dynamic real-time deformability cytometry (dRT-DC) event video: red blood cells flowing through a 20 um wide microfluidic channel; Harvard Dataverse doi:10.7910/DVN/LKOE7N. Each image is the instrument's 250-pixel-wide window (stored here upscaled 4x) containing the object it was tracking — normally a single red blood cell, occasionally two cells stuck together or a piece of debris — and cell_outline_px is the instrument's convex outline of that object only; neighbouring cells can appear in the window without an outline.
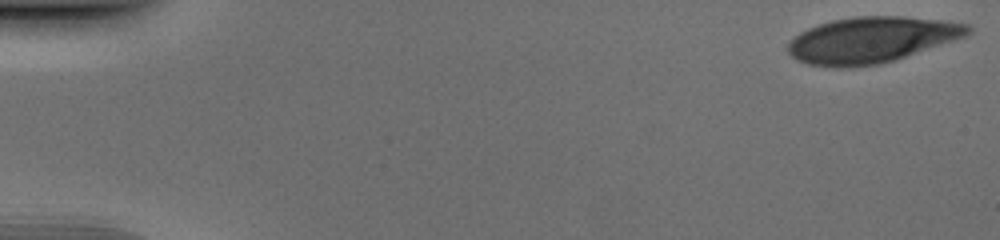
{"species": "human", "species_latin": "Homo sapiens", "temperature_condition": "cold", "stored_images_in_passage": 50, "camera_frame_rate_fps": 3000, "um_per_image_px": 0.085, "donor": {"sex": "male"}, "frame": {"image": 1, "passage_image": 1, "time_ms": 0.0, "image_size_px": [1000, 240], "cell_outline_px": [[972, 32], [968, 36], [896, 60], [880, 64], [852, 68], [836, 68], [808, 64], [796, 60], [788, 52], [788, 44], [800, 32], [808, 28], [832, 20], [856, 16], [900, 16], [940, 20], [968, 24], [972, 28]], "centroid_in_image_um": [74.1, 3.4], "position_along_channel_um": 10.9, "area_um2": 48.49}}
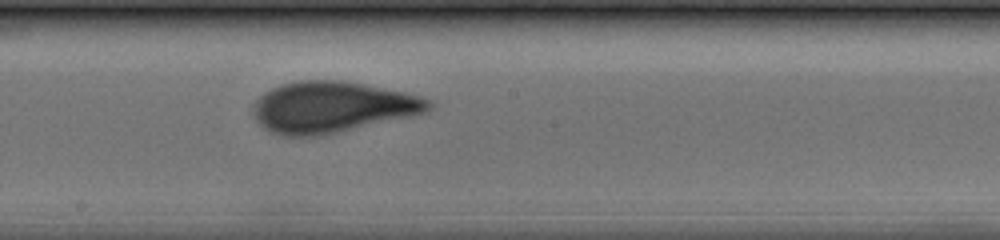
{"frame": {"image": 2, "passage_image": 28, "time_ms": 9.0, "image_size_px": [1000, 240], "cell_outline_px": [[432, 108], [428, 112], [412, 116], [320, 136], [280, 136], [268, 132], [256, 120], [252, 112], [252, 104], [264, 92], [280, 84], [300, 80], [344, 80], [408, 92], [432, 100]], "centroid_in_image_um": [28.23, 9.1], "position_along_channel_um": 220.0, "area_um2": 52.94}}
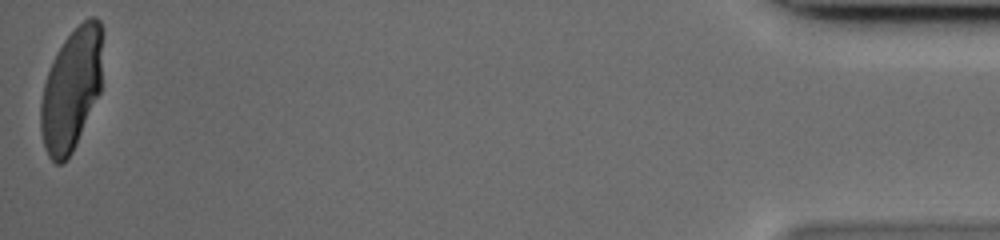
{"frame": {"image": 3, "passage_image": 50, "time_ms": 16.333, "image_size_px": [1000, 240], "cell_outline_px": [[104, 36], [100, 92], [76, 144], [72, 152], [60, 164], [56, 164], [48, 156], [44, 148], [40, 132], [40, 100], [44, 84], [48, 72], [56, 52], [64, 40], [88, 16], [96, 16], [100, 20], [104, 32]], "centroid_in_image_um": [6.08, 7.56], "position_along_channel_um": 429.1, "area_um2": 44.51}}